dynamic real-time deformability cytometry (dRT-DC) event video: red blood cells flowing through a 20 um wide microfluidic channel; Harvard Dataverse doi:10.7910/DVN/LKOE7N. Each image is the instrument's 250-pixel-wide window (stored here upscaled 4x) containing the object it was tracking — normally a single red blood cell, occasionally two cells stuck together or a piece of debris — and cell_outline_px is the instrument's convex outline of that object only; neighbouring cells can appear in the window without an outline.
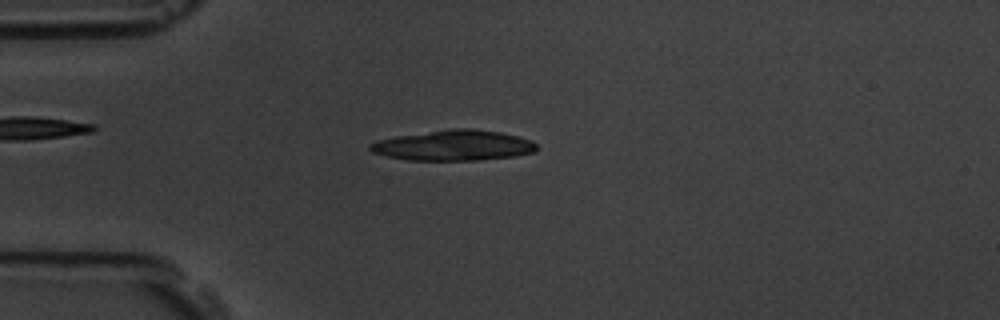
{"species": "common noctule bat (a hibernating species)", "species_latin": "Nyctalus noctula", "temperature_condition": "room temperature", "stored_images_in_passage": 31, "camera_frame_rate_fps": 3000, "um_per_image_px": 0.085, "animal": {"sex": "male", "body_mass_g": 19.5, "forearm_length_mm": 54.6}, "frame": {"image": 1, "passage_image": 7, "time_ms": 2.0, "image_size_px": [1000, 320], "cell_outline_px": [[536, 148], [532, 152], [512, 156], [480, 160], [408, 160], [388, 156], [372, 152], [368, 148], [368, 144], [376, 140], [396, 136], [448, 128], [472, 128], [500, 132], [532, 140], [536, 144]], "centroid_in_image_um": [38.51, 12.35], "position_along_channel_um": 46.5, "area_um2": 29.54}}